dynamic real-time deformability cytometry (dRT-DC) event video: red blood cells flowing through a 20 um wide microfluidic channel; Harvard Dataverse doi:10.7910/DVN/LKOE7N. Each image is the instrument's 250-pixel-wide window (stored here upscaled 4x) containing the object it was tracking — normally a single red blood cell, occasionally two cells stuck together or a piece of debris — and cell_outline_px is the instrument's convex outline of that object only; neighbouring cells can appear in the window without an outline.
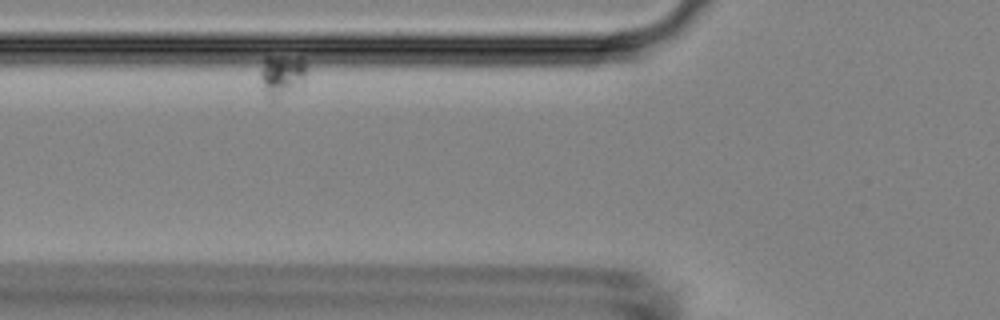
{"species": "Egyptian fruit bat (a non-hibernating species)", "species_latin": "Rousettus aegyptiacus", "temperature_condition": "room temperature", "stored_images_in_passage": 5, "camera_frame_rate_fps": 3000, "um_per_image_px": 0.085, "animal": {"sex": "female"}, "frame": {"image": 1, "passage_image": 2, "time_ms": 0.333, "image_size_px": [1000, 320], "cell_outline_px": [[308, 68], [304, 80], [272, 100], [264, 92], [260, 76], [260, 72], [264, 56], [300, 56], [304, 60]], "centroid_in_image_um": [23.95, 6.29], "position_along_channel_um": 101.9, "area_um2": 10.98}}
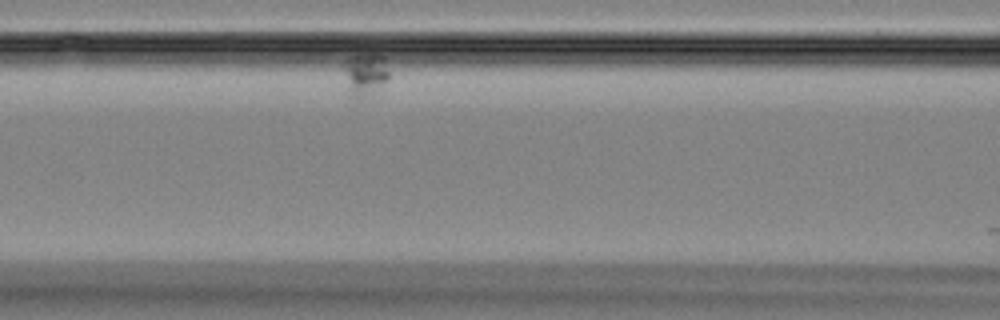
{"frame": {"image": 2, "passage_image": 4, "time_ms": 1.0, "image_size_px": [1000, 320], "cell_outline_px": [[388, 80], [364, 96], [352, 96], [348, 88], [340, 68], [340, 64], [352, 56], [372, 52], [376, 52], [384, 56], [388, 72]], "centroid_in_image_um": [30.99, 6.2], "position_along_channel_um": 135.6, "area_um2": 11.27}}